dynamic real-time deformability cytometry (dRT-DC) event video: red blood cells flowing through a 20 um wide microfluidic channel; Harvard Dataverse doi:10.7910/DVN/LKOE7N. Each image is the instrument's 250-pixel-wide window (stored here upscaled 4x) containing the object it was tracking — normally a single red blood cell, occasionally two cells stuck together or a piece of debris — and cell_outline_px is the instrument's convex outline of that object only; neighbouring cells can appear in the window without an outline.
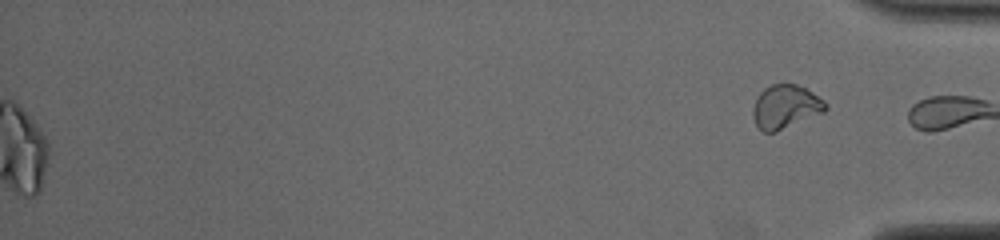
{"species": "common noctule bat (a hibernating species)", "species_latin": "Nyctalus noctula", "temperature_condition": "cold", "stored_images_in_passage": 52, "segment_of_instrument_passage": [2, 2], "camera_frame_rate_fps": 3000, "um_per_image_px": 0.085, "animal": {"sex": "male", "body_mass_g": 19.0, "forearm_length_mm": 50.8}, "frame": {"image": 1, "passage_image": 52, "time_ms": 17.0, "image_size_px": [1000, 240], "cell_outline_px": [[828, 108], [824, 112], [776, 132], [764, 132], [756, 124], [752, 116], [752, 108], [760, 92], [764, 88], [772, 84], [796, 84], [812, 92], [824, 100], [828, 104]], "centroid_in_image_um": [66.77, 9.07], "position_along_channel_um": 368.4, "area_um2": 18.44}}